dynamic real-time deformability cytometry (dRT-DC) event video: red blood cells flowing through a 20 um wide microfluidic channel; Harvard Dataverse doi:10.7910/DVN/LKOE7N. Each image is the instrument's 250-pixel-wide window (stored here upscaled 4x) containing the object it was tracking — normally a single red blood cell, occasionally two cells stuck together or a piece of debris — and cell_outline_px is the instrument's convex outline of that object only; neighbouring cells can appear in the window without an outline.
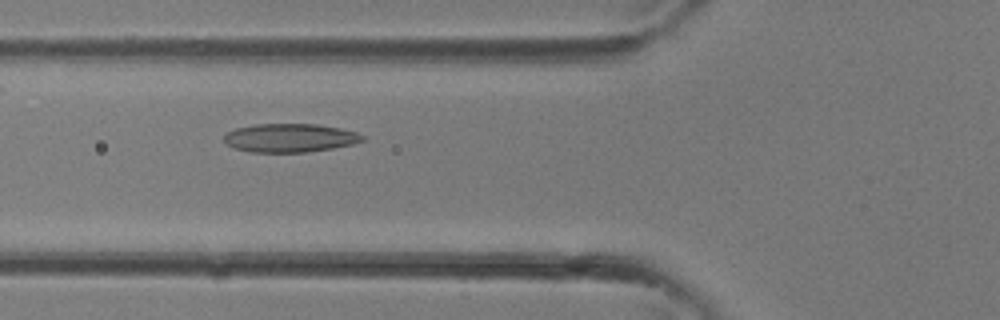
{"species": "common noctule bat (a hibernating species)", "species_latin": "Nyctalus noctula", "temperature_condition": "room temperature", "stored_images_in_passage": 34, "camera_frame_rate_fps": 3000, "um_per_image_px": 0.085, "animal": {"sex": "female"}, "frame": {"image": 1, "passage_image": 13, "time_ms": 4.0, "image_size_px": [1000, 320], "cell_outline_px": [[364, 140], [352, 144], [332, 148], [304, 152], [252, 152], [232, 148], [224, 140], [224, 136], [228, 132], [236, 128], [256, 124], [316, 124], [340, 128], [356, 132], [364, 136]], "centroid_in_image_um": [24.63, 11.72], "position_along_channel_um": 101.2, "area_um2": 22.89}}
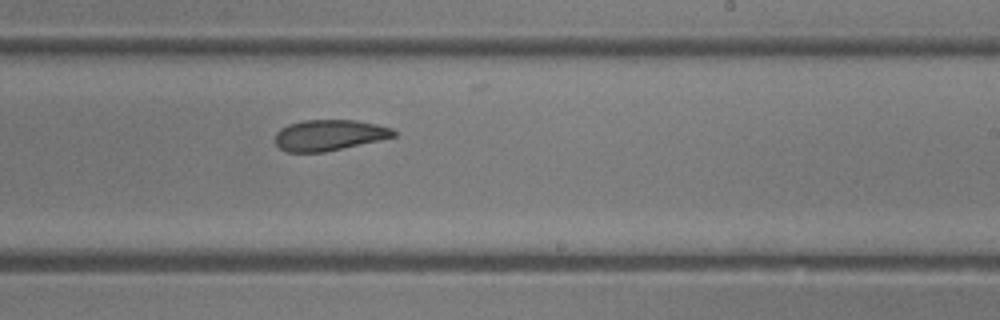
{"frame": {"image": 2, "passage_image": 21, "time_ms": 6.667, "image_size_px": [1000, 320], "cell_outline_px": [[396, 136], [380, 140], [324, 152], [288, 152], [280, 148], [276, 144], [276, 132], [280, 128], [288, 124], [304, 120], [356, 120], [376, 124], [392, 128], [396, 132]], "centroid_in_image_um": [27.98, 11.48], "position_along_channel_um": 261.0, "area_um2": 21.27}}
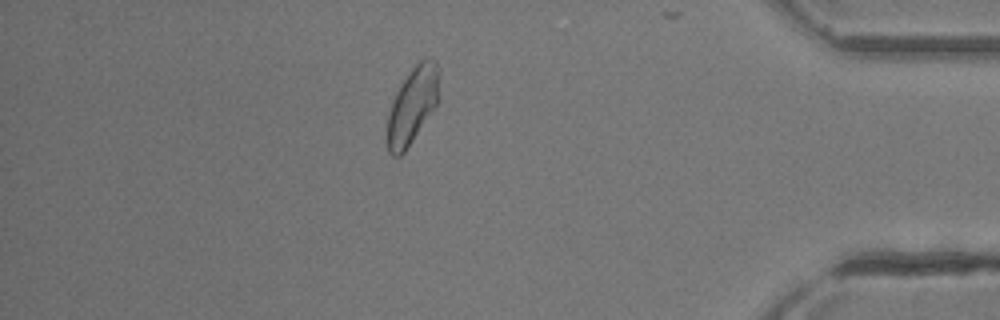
{"frame": {"image": 3, "passage_image": 30, "time_ms": 9.667, "image_size_px": [1000, 320], "cell_outline_px": [[440, 72], [436, 104], [404, 152], [400, 156], [392, 156], [388, 152], [384, 140], [388, 112], [396, 92], [400, 84], [412, 68], [424, 56], [432, 56], [436, 60], [440, 68]], "centroid_in_image_um": [35.02, 8.93], "position_along_channel_um": 400.2, "area_um2": 23.47}}